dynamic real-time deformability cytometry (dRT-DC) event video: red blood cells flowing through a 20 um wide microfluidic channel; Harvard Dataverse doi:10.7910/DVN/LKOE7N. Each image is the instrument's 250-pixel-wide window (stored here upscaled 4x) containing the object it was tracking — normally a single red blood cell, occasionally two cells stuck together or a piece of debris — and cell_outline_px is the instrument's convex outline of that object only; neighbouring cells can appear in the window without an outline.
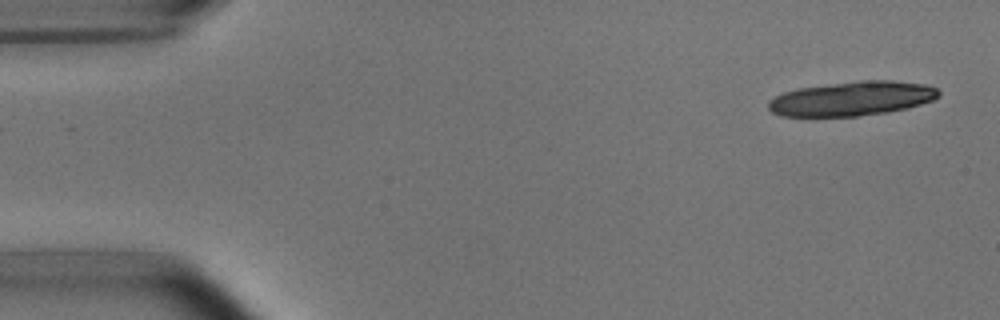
{"species": "common noctule bat (a hibernating species)", "species_latin": "Nyctalus noctula", "temperature_condition": "room temperature", "stored_images_in_passage": 6, "camera_frame_rate_fps": 3000, "um_per_image_px": 0.085, "animal": {"sex": "male", "body_mass_g": 15.6}, "frame": {"image": 1, "passage_image": 1, "time_ms": 0.0, "image_size_px": [1000, 320], "cell_outline_px": [[940, 96], [932, 100], [908, 108], [888, 112], [856, 116], [780, 116], [772, 112], [768, 108], [768, 100], [784, 92], [800, 88], [860, 80], [892, 80], [924, 84], [936, 88], [940, 92]], "centroid_in_image_um": [72.42, 8.38], "position_along_channel_um": 12.6, "area_um2": 33.99}}